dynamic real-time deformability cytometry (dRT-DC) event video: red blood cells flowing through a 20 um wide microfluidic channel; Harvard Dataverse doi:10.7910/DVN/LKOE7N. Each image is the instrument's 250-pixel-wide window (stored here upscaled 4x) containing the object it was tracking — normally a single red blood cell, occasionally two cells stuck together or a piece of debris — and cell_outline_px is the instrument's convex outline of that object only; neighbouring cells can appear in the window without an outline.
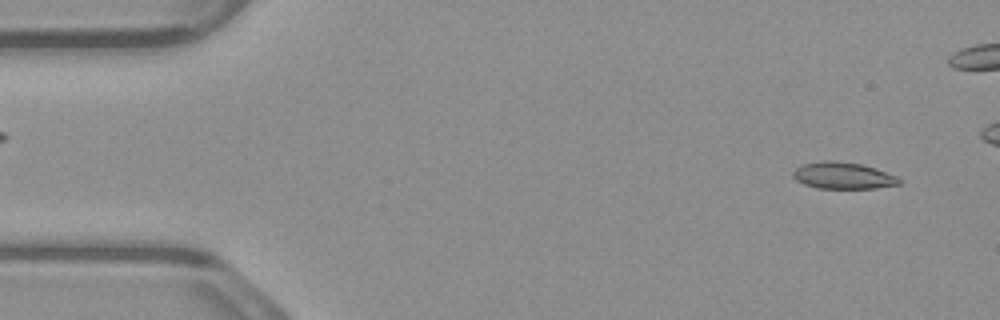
{"species": "common noctule bat (a hibernating species)", "species_latin": "Nyctalus noctula", "temperature_condition": "warm", "stored_images_in_passage": 45, "camera_frame_rate_fps": 3000, "um_per_image_px": 0.085, "animal": {"sex": "male", "body_mass_g": 23.1, "forearm_length_mm": 52.7}, "frame": {"image": 1, "passage_image": 3, "time_ms": 0.667, "image_size_px": [1000, 320], "cell_outline_px": [[900, 184], [876, 188], [816, 188], [804, 184], [796, 180], [792, 176], [792, 172], [796, 168], [804, 164], [824, 160], [832, 160], [860, 164], [876, 168], [896, 176], [900, 180]], "centroid_in_image_um": [71.64, 14.92], "position_along_channel_um": 13.4, "area_um2": 16.42}}
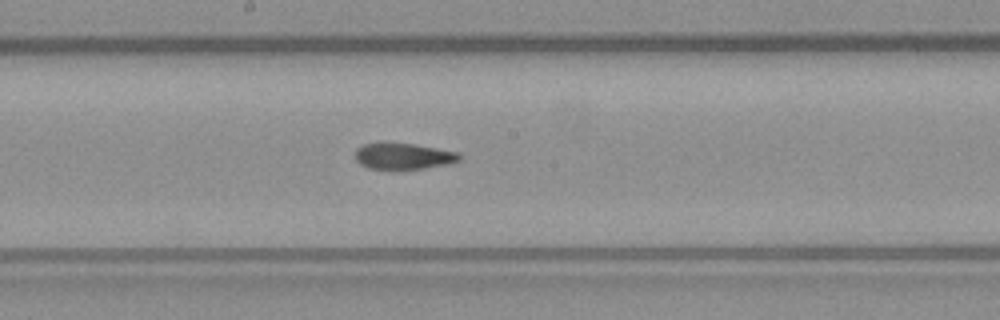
{"frame": {"image": 2, "passage_image": 27, "time_ms": 8.667, "image_size_px": [1000, 320], "cell_outline_px": [[460, 160], [448, 164], [424, 168], [396, 172], [368, 168], [360, 164], [356, 160], [356, 148], [364, 144], [380, 140], [388, 140], [460, 152]], "centroid_in_image_um": [34.22, 13.27], "position_along_channel_um": 214.0, "area_um2": 16.99}}
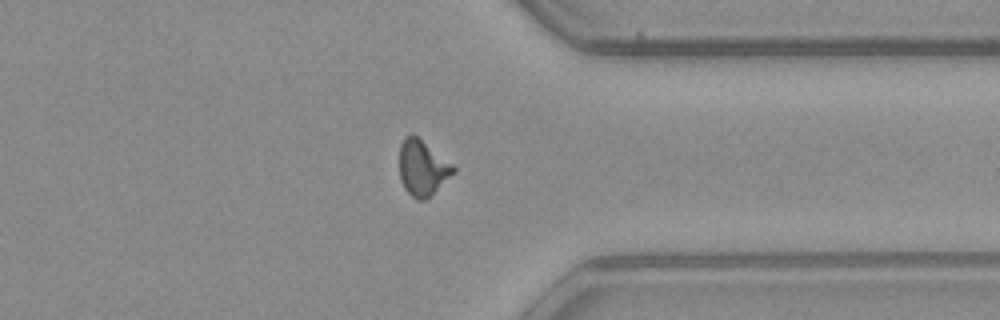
{"frame": {"image": 3, "passage_image": 40, "time_ms": 13.0, "image_size_px": [1000, 320], "cell_outline_px": [[456, 172], [424, 200], [416, 200], [404, 188], [400, 180], [400, 144], [404, 136], [412, 132], [452, 164], [456, 168]], "centroid_in_image_um": [35.89, 14.25], "position_along_channel_um": 375.5, "area_um2": 17.34}}